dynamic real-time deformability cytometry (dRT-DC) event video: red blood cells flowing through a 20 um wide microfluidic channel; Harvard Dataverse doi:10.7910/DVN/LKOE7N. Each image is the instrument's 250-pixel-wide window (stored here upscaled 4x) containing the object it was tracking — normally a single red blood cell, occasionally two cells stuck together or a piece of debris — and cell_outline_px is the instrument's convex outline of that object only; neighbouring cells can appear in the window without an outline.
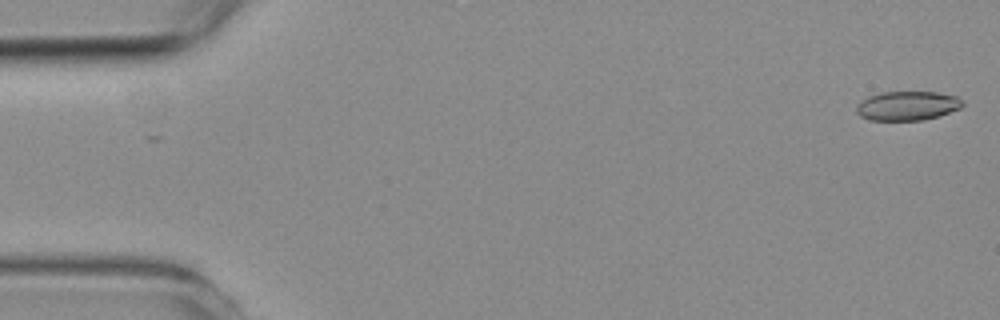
{"species": "common noctule bat (a hibernating species)", "species_latin": "Nyctalus noctula", "temperature_condition": "room temperature", "stored_images_in_passage": 53, "camera_frame_rate_fps": 3000, "um_per_image_px": 0.085, "animal": {"sex": "female", "body_mass_g": 19.3, "forearm_length_mm": 54.1}, "frame": {"image": 1, "passage_image": 1, "time_ms": 0.0, "image_size_px": [1000, 320], "cell_outline_px": [[964, 104], [960, 108], [924, 120], [872, 120], [860, 116], [856, 112], [856, 108], [868, 96], [880, 92], [936, 92], [956, 96]], "centroid_in_image_um": [77.12, 8.99], "position_along_channel_um": 7.9, "area_um2": 17.74}}
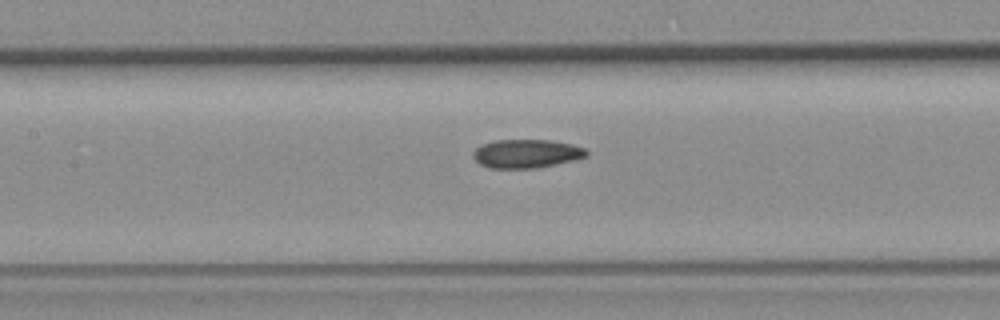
{"frame": {"image": 2, "passage_image": 24, "time_ms": 7.667, "image_size_px": [1000, 320], "cell_outline_px": [[588, 156], [576, 160], [536, 168], [488, 168], [480, 164], [472, 156], [472, 152], [476, 148], [484, 144], [496, 140], [548, 140], [572, 144], [584, 148], [588, 152]], "centroid_in_image_um": [44.76, 13.06], "position_along_channel_um": 162.6, "area_um2": 18.9}}
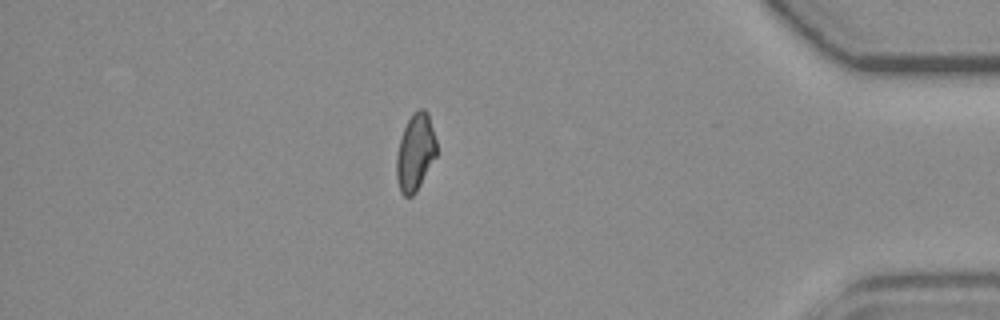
{"frame": {"image": 3, "passage_image": 46, "time_ms": 15.0, "image_size_px": [1000, 320], "cell_outline_px": [[436, 156], [416, 192], [412, 196], [404, 196], [400, 192], [396, 176], [396, 156], [400, 140], [404, 128], [412, 112], [420, 108], [424, 108], [428, 112], [436, 140]], "centroid_in_image_um": [35.3, 12.94], "position_along_channel_um": 399.9, "area_um2": 17.98}, "authors_computed_cell_mechanics": {"area_um2": 18.7272, "velocity_mm_per_s": 3.8223, "shape_relaxation_time_tau1_ms": null, "shape_relaxation_time_tau2_ms": 4.1859, "deformation_change_tau1": null, "deformation_change_tau2": 0.1003}}